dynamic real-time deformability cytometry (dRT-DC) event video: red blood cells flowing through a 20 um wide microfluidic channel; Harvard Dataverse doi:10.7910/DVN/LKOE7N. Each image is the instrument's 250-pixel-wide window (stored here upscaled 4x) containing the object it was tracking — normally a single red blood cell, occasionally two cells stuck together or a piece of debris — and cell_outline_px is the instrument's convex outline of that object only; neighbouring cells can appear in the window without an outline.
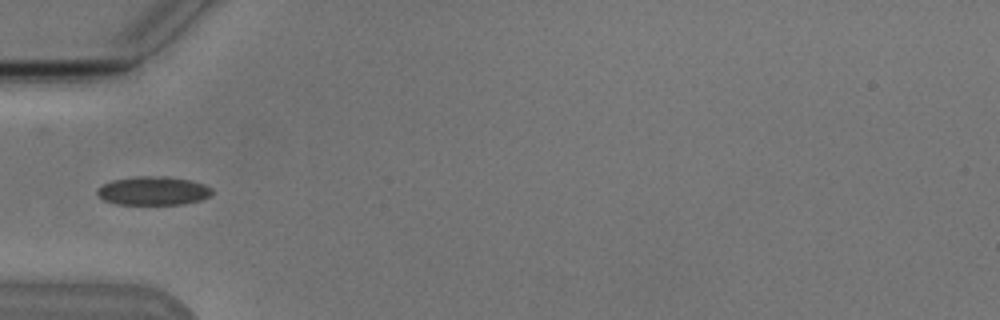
{"species": "Egyptian fruit bat (a non-hibernating species)", "species_latin": "Rousettus aegyptiacus", "temperature_condition": "cold", "stored_images_in_passage": 7, "camera_frame_rate_fps": 3000, "um_per_image_px": 0.085, "animal": {"sex": "male"}, "frame": {"image": 1, "passage_image": 4, "time_ms": 4.667, "image_size_px": [1000, 320], "cell_outline_px": [[212, 196], [200, 200], [184, 204], [116, 204], [104, 200], [96, 192], [96, 188], [112, 180], [136, 176], [164, 176], [188, 180], [204, 184], [212, 188]], "centroid_in_image_um": [13.03, 16.22], "position_along_channel_um": 72.0, "area_um2": 19.19}}
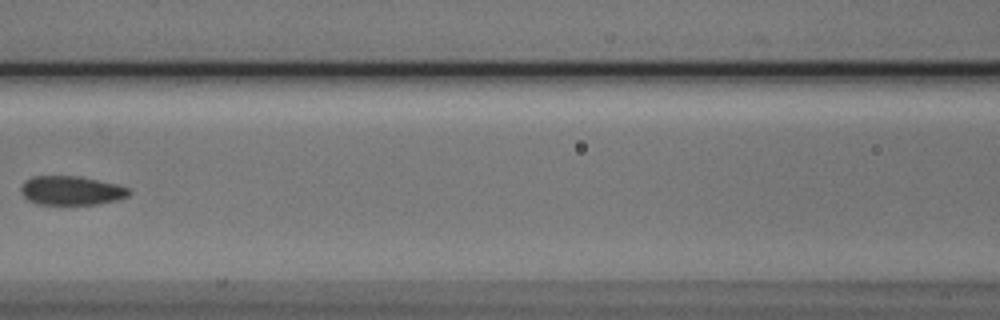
{"frame": {"image": 2, "passage_image": 6, "time_ms": 7.0, "image_size_px": [1000, 320], "cell_outline_px": [[132, 192], [128, 196], [116, 200], [96, 204], [40, 204], [28, 200], [20, 192], [20, 188], [24, 180], [32, 176], [76, 176], [116, 184], [128, 188]], "centroid_in_image_um": [6.03, 16.19], "position_along_channel_um": 160.6, "area_um2": 18.15}}
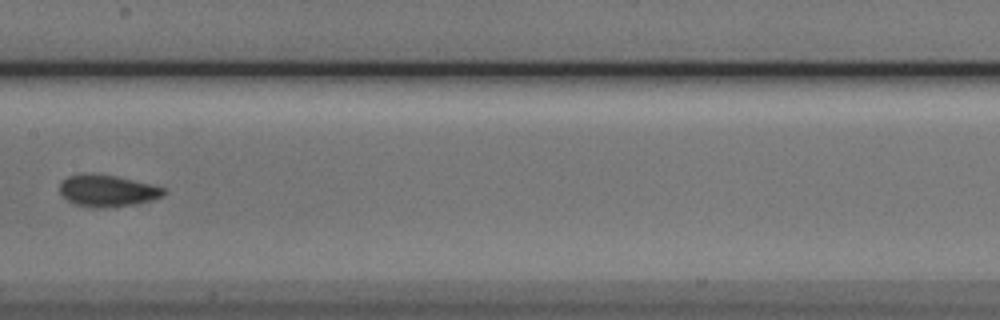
{"frame": {"image": 3, "passage_image": 7, "time_ms": 8.0, "image_size_px": [1000, 320], "cell_outline_px": [[168, 192], [164, 196], [152, 200], [136, 204], [100, 208], [92, 208], [76, 204], [60, 196], [60, 180], [68, 176], [84, 172], [116, 176], [152, 184], [164, 188]], "centroid_in_image_um": [9.11, 16.2], "position_along_channel_um": 198.3, "area_um2": 19.59}}